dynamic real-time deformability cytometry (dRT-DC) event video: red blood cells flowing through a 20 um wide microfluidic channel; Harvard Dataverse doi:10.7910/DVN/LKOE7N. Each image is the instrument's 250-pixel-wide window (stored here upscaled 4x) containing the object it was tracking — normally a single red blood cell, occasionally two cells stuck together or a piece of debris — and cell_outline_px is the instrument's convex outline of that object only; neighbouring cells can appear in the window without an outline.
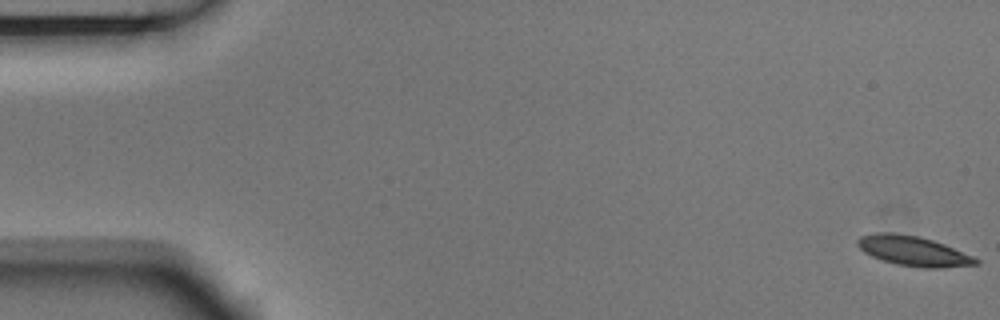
{"species": "Egyptian fruit bat (a non-hibernating species)", "species_latin": "Rousettus aegyptiacus", "temperature_condition": "room temperature", "stored_images_in_passage": 5, "camera_frame_rate_fps": 3000, "um_per_image_px": 0.085, "animal": {"sex": "male"}, "frame": {"image": 1, "passage_image": 1, "time_ms": 0.0, "image_size_px": [1000, 320], "cell_outline_px": [[980, 264], [944, 268], [924, 268], [896, 264], [880, 260], [864, 252], [856, 244], [856, 240], [860, 236], [876, 232], [896, 232], [916, 236], [932, 240], [944, 244], [972, 256], [980, 260]], "centroid_in_image_um": [77.61, 21.33], "position_along_channel_um": 7.4, "area_um2": 20.69}}